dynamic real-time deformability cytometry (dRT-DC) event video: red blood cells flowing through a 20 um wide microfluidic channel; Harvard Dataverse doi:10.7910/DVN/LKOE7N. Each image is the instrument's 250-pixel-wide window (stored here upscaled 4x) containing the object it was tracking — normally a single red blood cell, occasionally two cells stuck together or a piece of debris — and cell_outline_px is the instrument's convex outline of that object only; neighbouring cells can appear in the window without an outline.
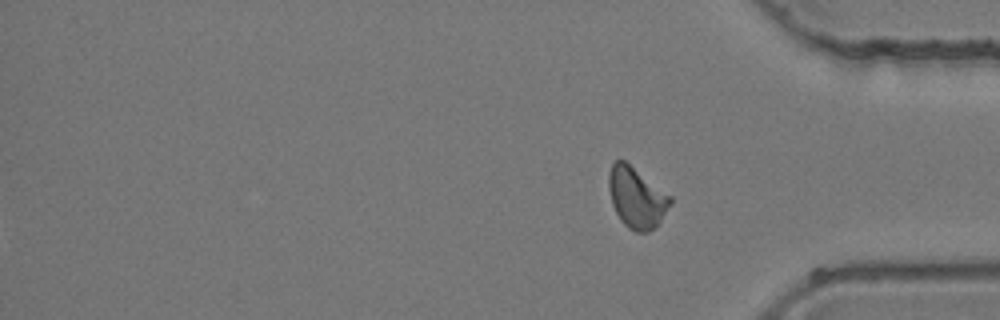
{"species": "common noctule bat (a hibernating species)", "species_latin": "Nyctalus noctula", "temperature_condition": "room temperature", "stored_images_in_passage": 45, "segment_of_instrument_passage": [2, 2], "camera_frame_rate_fps": 3000, "um_per_image_px": 0.085, "animal": {"sex": "female", "body_mass_g": 24.6, "forearm_length_mm": 56.2}, "frame": {"image": 1, "passage_image": 45, "time_ms": 14.667, "image_size_px": [1000, 320], "cell_outline_px": [[672, 204], [660, 220], [648, 232], [636, 232], [628, 228], [620, 220], [612, 204], [608, 188], [608, 176], [612, 164], [616, 160], [624, 160], [672, 196]], "centroid_in_image_um": [54.1, 16.79], "position_along_channel_um": 381.1, "area_um2": 21.68}}